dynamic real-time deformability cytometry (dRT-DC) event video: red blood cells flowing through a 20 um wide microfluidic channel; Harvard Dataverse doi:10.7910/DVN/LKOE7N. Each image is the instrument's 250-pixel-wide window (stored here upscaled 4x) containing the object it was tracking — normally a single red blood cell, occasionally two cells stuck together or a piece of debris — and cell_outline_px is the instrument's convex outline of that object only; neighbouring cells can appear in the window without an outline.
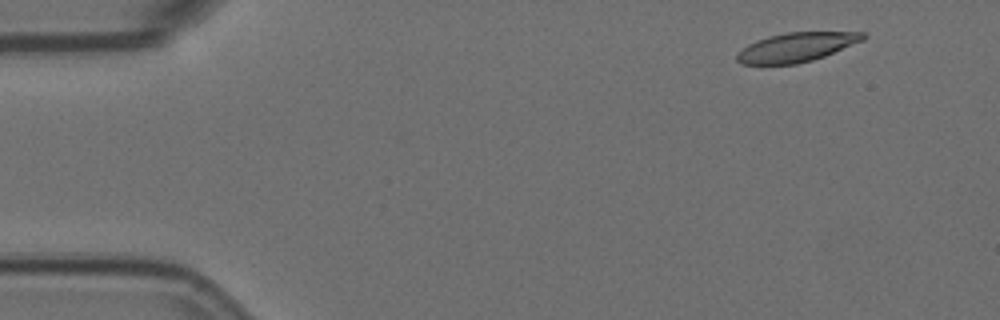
{"species": "Egyptian fruit bat (a non-hibernating species)", "species_latin": "Rousettus aegyptiacus", "temperature_condition": "room temperature", "stored_images_in_passage": 4, "camera_frame_rate_fps": 3000, "um_per_image_px": 0.085, "animal": {"sex": "female"}, "frame": {"image": 1, "passage_image": 1, "time_ms": 0.0, "image_size_px": [1000, 320], "cell_outline_px": [[868, 36], [864, 40], [824, 56], [812, 60], [796, 64], [740, 64], [736, 60], [736, 52], [748, 44], [756, 40], [768, 36], [788, 32], [864, 32]], "centroid_in_image_um": [67.67, 4.01], "position_along_channel_um": 17.3, "area_um2": 21.5}}
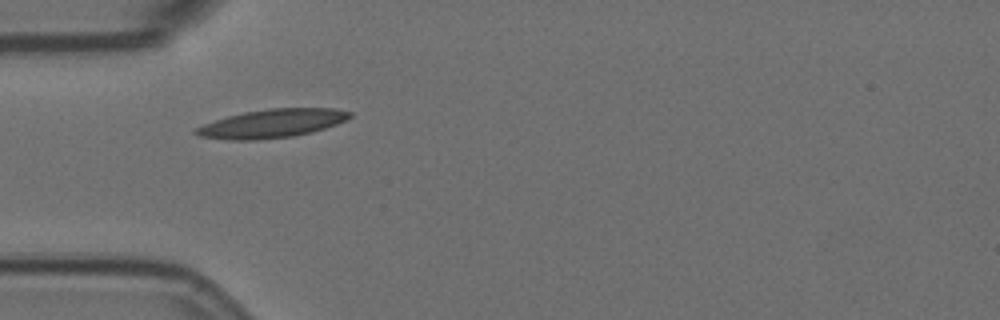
{"frame": {"image": 2, "passage_image": 4, "time_ms": 1.0, "image_size_px": [1000, 320], "cell_outline_px": [[352, 116], [336, 124], [312, 132], [292, 136], [256, 140], [228, 140], [200, 136], [192, 132], [196, 128], [204, 124], [228, 116], [244, 112], [268, 108], [336, 108], [352, 112]], "centroid_in_image_um": [23.12, 10.49], "position_along_channel_um": 61.9, "area_um2": 25.43}}